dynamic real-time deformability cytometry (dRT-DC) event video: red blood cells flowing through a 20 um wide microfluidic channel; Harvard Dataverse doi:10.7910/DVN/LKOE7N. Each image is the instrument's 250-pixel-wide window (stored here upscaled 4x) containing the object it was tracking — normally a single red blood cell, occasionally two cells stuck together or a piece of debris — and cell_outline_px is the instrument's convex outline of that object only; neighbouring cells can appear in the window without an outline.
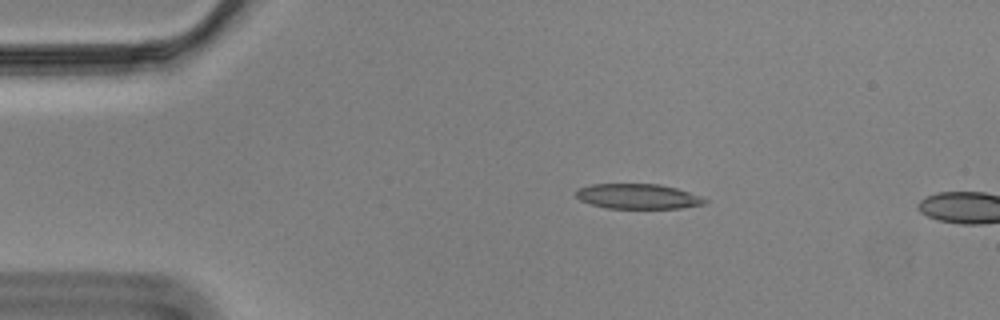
{"species": "Egyptian fruit bat (a non-hibernating species)", "species_latin": "Rousettus aegyptiacus", "temperature_condition": "cold", "stored_images_in_passage": 13, "camera_frame_rate_fps": 3000, "um_per_image_px": 0.085, "animal": {"sex": "male"}, "frame": {"image": 1, "passage_image": 10, "time_ms": 3.0, "image_size_px": [1000, 320], "cell_outline_px": [[708, 200], [704, 204], [680, 208], [608, 208], [592, 204], [580, 200], [576, 196], [576, 188], [592, 184], [660, 184], [676, 188], [700, 196]], "centroid_in_image_um": [54.2, 16.68], "position_along_channel_um": 30.8, "area_um2": 18.67}}